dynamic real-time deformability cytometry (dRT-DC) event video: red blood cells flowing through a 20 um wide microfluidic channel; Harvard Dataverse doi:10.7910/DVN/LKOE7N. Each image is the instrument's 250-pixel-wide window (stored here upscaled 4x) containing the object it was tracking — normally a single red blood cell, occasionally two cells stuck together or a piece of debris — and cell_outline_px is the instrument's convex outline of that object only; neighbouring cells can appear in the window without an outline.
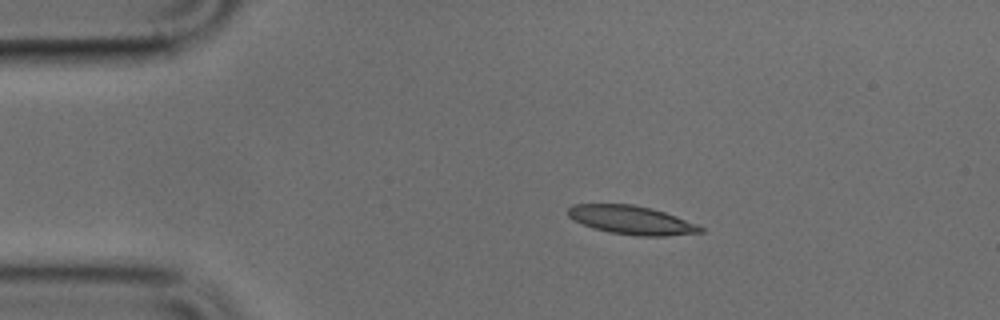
{"species": "common noctule bat (a hibernating species)", "species_latin": "Nyctalus noctula", "temperature_condition": "cold", "stored_images_in_passage": 41, "camera_frame_rate_fps": 3000, "um_per_image_px": 0.085, "animal": {"sex": "male", "body_mass_g": 17.9, "forearm_length_mm": 54.2}, "frame": {"image": 1, "passage_image": 1, "time_ms": 0.0, "image_size_px": [1000, 320], "cell_outline_px": [[704, 232], [664, 236], [636, 236], [608, 232], [584, 224], [568, 216], [568, 208], [572, 204], [632, 204], [652, 208], [676, 216], [696, 224], [704, 228]], "centroid_in_image_um": [53.7, 18.7], "position_along_channel_um": 31.3, "area_um2": 21.91}}
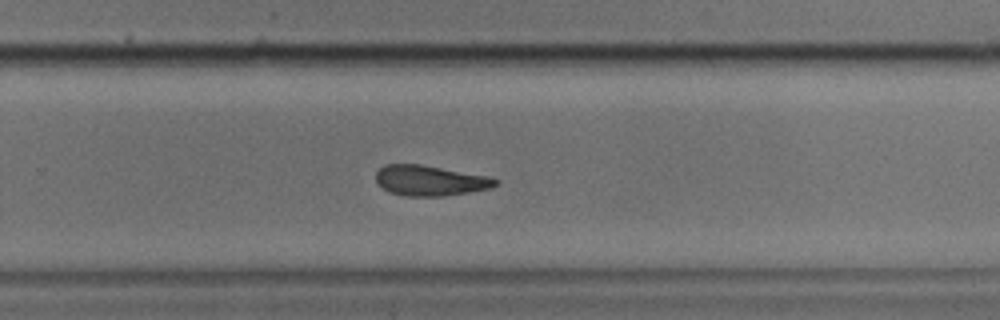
{"frame": {"image": 2, "passage_image": 24, "time_ms": 7.667, "image_size_px": [1000, 320], "cell_outline_px": [[500, 184], [488, 188], [468, 192], [444, 196], [408, 196], [388, 192], [376, 180], [376, 172], [384, 164], [420, 164], [488, 176], [500, 180]], "centroid_in_image_um": [36.56, 15.34], "position_along_channel_um": 293.2, "area_um2": 21.04}}
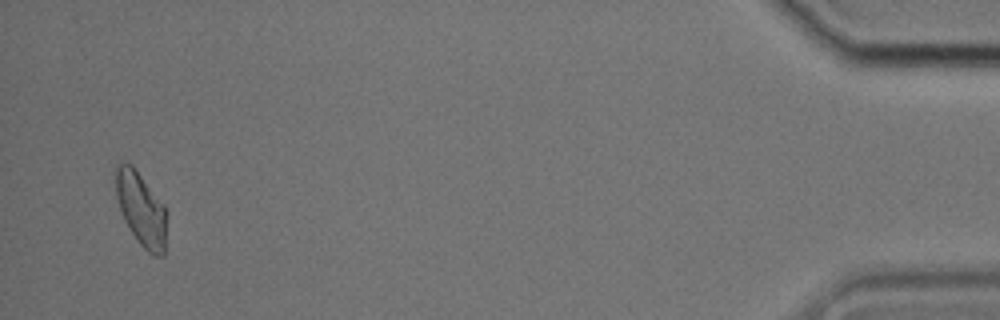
{"frame": {"image": 3, "passage_image": 40, "time_ms": 13.0, "image_size_px": [1000, 320], "cell_outline_px": [[168, 212], [164, 256], [152, 256], [140, 244], [124, 220], [116, 196], [116, 164], [124, 160], [132, 164], [164, 204]], "centroid_in_image_um": [12.03, 17.76], "position_along_channel_um": 423.2, "area_um2": 22.2}}